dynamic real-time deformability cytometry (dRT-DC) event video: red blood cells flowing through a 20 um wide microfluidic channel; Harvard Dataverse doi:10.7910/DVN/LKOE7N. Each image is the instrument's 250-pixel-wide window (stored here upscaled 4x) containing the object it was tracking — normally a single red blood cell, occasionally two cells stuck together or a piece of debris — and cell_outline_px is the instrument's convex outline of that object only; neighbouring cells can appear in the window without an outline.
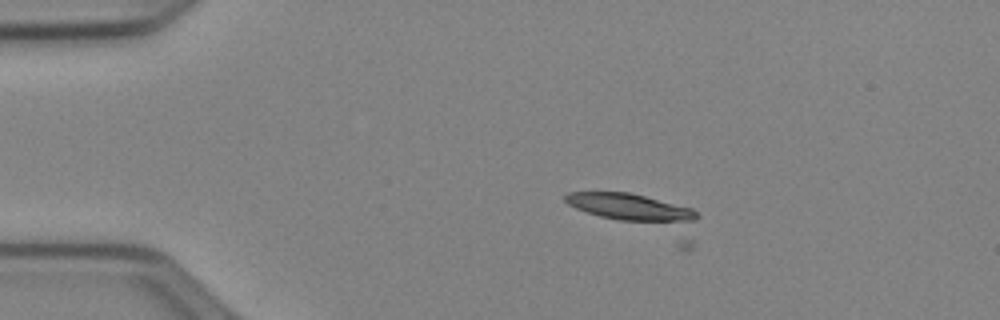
{"species": "Egyptian fruit bat (a non-hibernating species)", "species_latin": "Rousettus aegyptiacus", "temperature_condition": "cold", "stored_images_in_passage": 5, "camera_frame_rate_fps": 3000, "um_per_image_px": 0.085, "animal": {"sex": "female"}, "frame": {"image": 1, "passage_image": 3, "time_ms": 0.667, "image_size_px": [1000, 320], "cell_outline_px": [[700, 216], [696, 220], [688, 224], [680, 224], [620, 220], [600, 216], [576, 208], [568, 204], [564, 200], [564, 196], [568, 192], [628, 192], [692, 208]], "centroid_in_image_um": [53.64, 17.63], "position_along_channel_um": 31.4, "area_um2": 20.75}}